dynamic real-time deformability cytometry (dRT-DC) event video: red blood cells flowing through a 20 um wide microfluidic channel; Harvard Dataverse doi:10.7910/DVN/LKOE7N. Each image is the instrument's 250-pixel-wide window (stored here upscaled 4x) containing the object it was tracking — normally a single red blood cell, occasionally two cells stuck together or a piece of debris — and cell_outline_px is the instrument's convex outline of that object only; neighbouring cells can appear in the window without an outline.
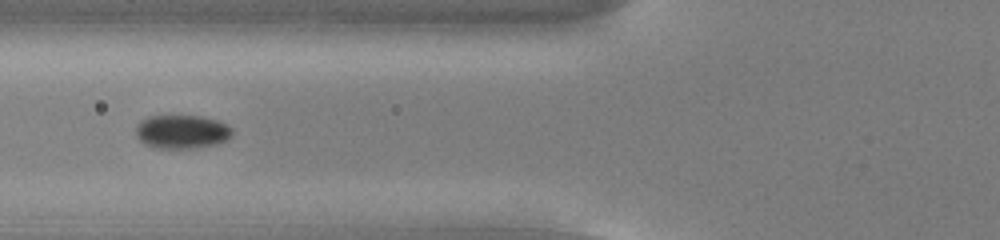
{"species": "common noctule bat (a hibernating species)", "species_latin": "Nyctalus noctula", "temperature_condition": "cold", "stored_images_in_passage": 23, "camera_frame_rate_fps": 3000, "um_per_image_px": 0.085, "animal": {"sex": "male", "body_mass_g": 13.0, "forearm_length_mm": 53.1}, "frame": {"image": 1, "passage_image": 7, "time_ms": 2.0, "image_size_px": [1000, 240], "cell_outline_px": [[232, 136], [228, 140], [216, 144], [192, 148], [152, 148], [144, 144], [136, 136], [136, 124], [140, 120], [148, 116], [200, 116], [216, 120], [232, 128]], "centroid_in_image_um": [15.42, 11.2], "position_along_channel_um": 110.4, "area_um2": 19.02}}